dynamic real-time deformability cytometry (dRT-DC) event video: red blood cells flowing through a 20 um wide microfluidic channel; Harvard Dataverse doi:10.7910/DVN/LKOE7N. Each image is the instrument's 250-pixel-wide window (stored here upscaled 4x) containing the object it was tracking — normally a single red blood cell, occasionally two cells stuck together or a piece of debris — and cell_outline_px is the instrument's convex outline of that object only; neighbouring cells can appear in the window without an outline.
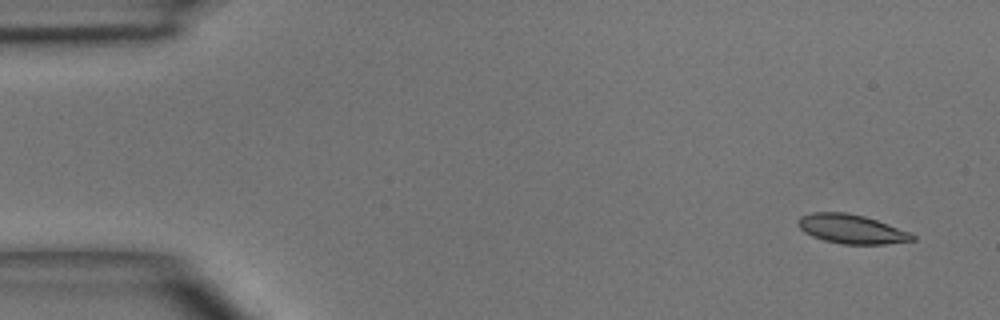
{"species": "common noctule bat (a hibernating species)", "species_latin": "Nyctalus noctula", "temperature_condition": "room temperature", "stored_images_in_passage": 4, "camera_frame_rate_fps": 3000, "um_per_image_px": 0.085, "animal": {"sex": "male", "body_mass_g": 15.6}, "frame": {"image": 1, "passage_image": 1, "time_ms": 0.0, "image_size_px": [1000, 320], "cell_outline_px": [[916, 240], [884, 244], [840, 244], [824, 240], [812, 236], [804, 232], [796, 224], [796, 220], [800, 216], [812, 212], [848, 212], [864, 216], [888, 224], [908, 232], [916, 236]], "centroid_in_image_um": [72.33, 19.46], "position_along_channel_um": 12.7, "area_um2": 19.48}}
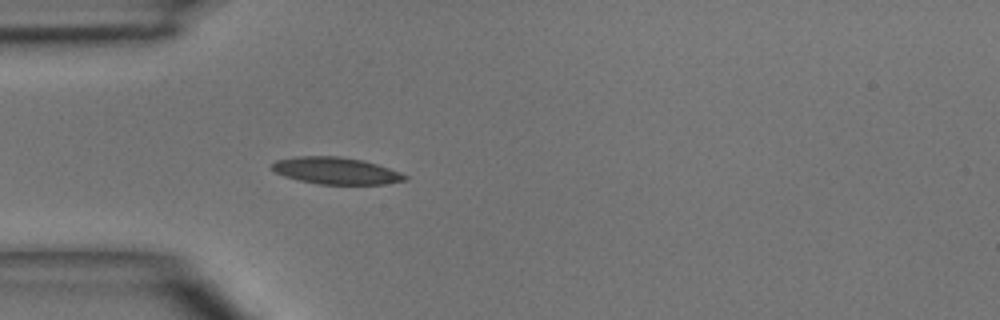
{"frame": {"image": 2, "passage_image": 4, "time_ms": 3.667, "image_size_px": [1000, 320], "cell_outline_px": [[408, 180], [384, 184], [320, 184], [300, 180], [284, 176], [276, 172], [272, 168], [272, 164], [276, 160], [296, 156], [340, 156], [364, 160], [400, 172], [408, 176]], "centroid_in_image_um": [28.58, 14.5], "position_along_channel_um": 56.4, "area_um2": 20.75}}